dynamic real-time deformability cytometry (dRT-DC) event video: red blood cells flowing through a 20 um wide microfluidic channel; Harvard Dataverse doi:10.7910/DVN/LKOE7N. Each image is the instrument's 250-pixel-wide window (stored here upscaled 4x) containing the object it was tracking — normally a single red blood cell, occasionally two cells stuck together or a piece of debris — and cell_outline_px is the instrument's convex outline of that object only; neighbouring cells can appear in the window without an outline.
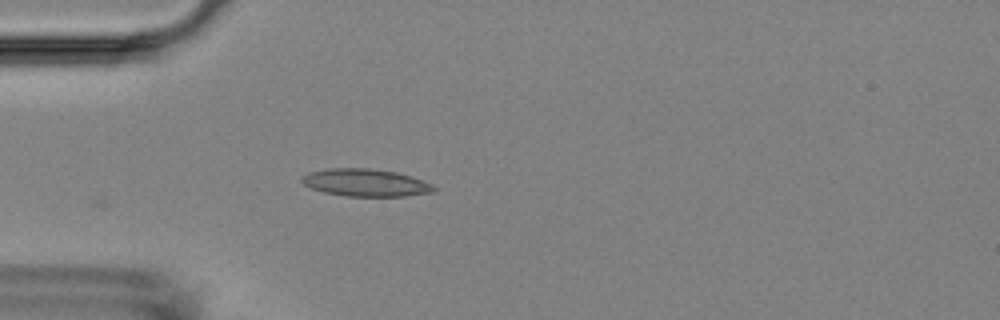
{"species": "Egyptian fruit bat (a non-hibernating species)", "species_latin": "Rousettus aegyptiacus", "temperature_condition": "room temperature", "stored_images_in_passage": 4, "camera_frame_rate_fps": 3000, "um_per_image_px": 0.085, "animal": {"sex": "female"}, "frame": {"image": 1, "passage_image": 1, "time_ms": 0.0, "image_size_px": [1000, 320], "cell_outline_px": [[436, 192], [404, 196], [344, 196], [324, 192], [312, 188], [304, 184], [300, 180], [300, 176], [308, 172], [328, 168], [368, 168], [396, 172], [432, 184], [436, 188]], "centroid_in_image_um": [31.03, 15.53], "position_along_channel_um": 54.0, "area_um2": 21.1}}